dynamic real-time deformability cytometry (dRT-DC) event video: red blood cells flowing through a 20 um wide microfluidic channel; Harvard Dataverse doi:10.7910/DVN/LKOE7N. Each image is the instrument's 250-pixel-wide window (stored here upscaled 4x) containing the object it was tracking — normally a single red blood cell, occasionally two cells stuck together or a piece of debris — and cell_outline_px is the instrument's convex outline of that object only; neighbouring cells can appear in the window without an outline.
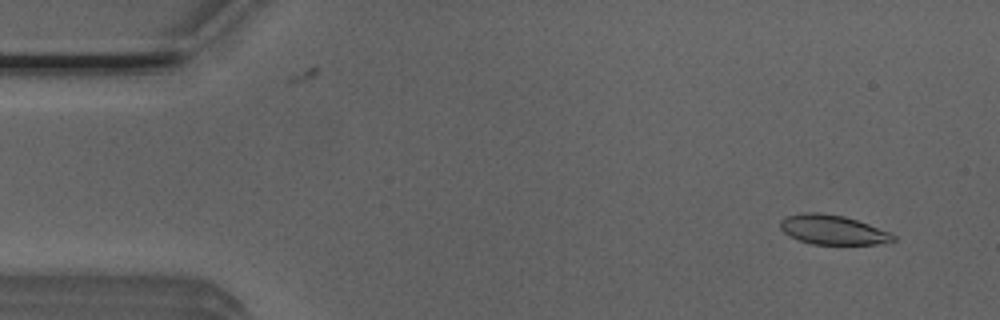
{"species": "Egyptian fruit bat (a non-hibernating species)", "species_latin": "Rousettus aegyptiacus", "temperature_condition": "room temperature", "stored_images_in_passage": 50, "camera_frame_rate_fps": 3000, "um_per_image_px": 0.085, "animal": {"sex": "male"}, "frame": {"image": 1, "passage_image": 4, "time_ms": 1.0, "image_size_px": [1000, 320], "cell_outline_px": [[896, 240], [876, 244], [812, 244], [788, 236], [780, 228], [780, 220], [784, 216], [800, 212], [820, 212], [844, 216], [868, 224], [888, 232], [896, 236]], "centroid_in_image_um": [70.72, 19.52], "position_along_channel_um": 14.3, "area_um2": 19.42}}
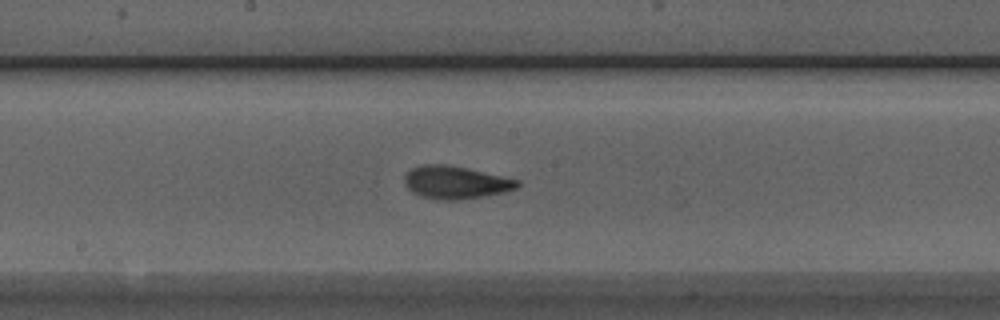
{"frame": {"image": 2, "passage_image": 27, "time_ms": 8.667, "image_size_px": [1000, 320], "cell_outline_px": [[520, 184], [516, 188], [504, 192], [484, 196], [456, 200], [440, 200], [420, 196], [412, 192], [404, 184], [404, 176], [412, 168], [420, 164], [444, 164], [468, 168], [520, 180]], "centroid_in_image_um": [38.71, 15.5], "position_along_channel_um": 209.5, "area_um2": 21.62}}
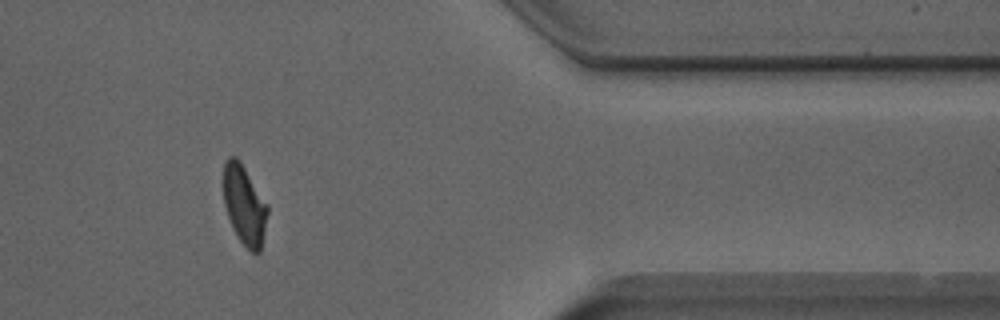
{"frame": {"image": 3, "passage_image": 43, "time_ms": 14.0, "image_size_px": [1000, 320], "cell_outline_px": [[268, 212], [260, 252], [252, 252], [240, 240], [232, 228], [224, 204], [224, 164], [228, 156], [236, 156], [240, 160], [268, 204]], "centroid_in_image_um": [20.78, 17.39], "position_along_channel_um": 390.6, "area_um2": 20.29}, "authors_computed_cell_mechanics": {"area_um2": 20.7502, "velocity_mm_per_s": 3.9097, "shape_relaxation_time_tau1_ms": 3.4302, "shape_relaxation_time_tau2_ms": 1.8923, "deformation_change_tau1": 0.1433, "deformation_change_tau2": 0.076}}